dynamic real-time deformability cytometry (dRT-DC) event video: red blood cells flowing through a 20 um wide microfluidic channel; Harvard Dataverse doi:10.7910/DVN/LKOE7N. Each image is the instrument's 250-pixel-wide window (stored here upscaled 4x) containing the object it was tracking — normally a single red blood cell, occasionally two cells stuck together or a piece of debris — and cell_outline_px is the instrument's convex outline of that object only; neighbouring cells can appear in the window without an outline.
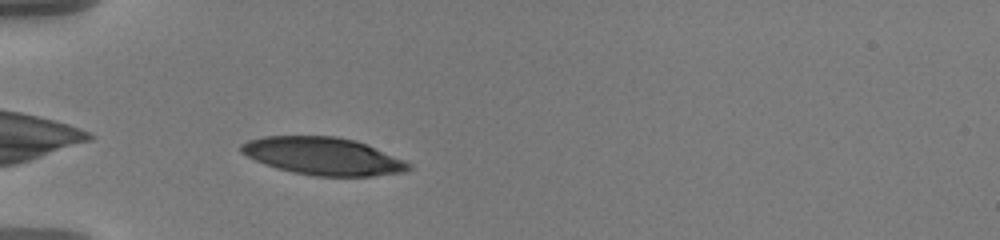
{"species": "human", "species_latin": "Homo sapiens", "temperature_condition": "warm", "stored_images_in_passage": 37, "camera_frame_rate_fps": 3000, "um_per_image_px": 0.085, "donor": {"sex": "male"}, "frame": {"image": 1, "passage_image": 3, "time_ms": 0.667, "image_size_px": [1000, 240], "cell_outline_px": [[412, 168], [404, 172], [372, 176], [316, 176], [276, 168], [264, 164], [240, 152], [240, 144], [248, 140], [264, 136], [336, 136], [356, 140], [404, 160], [412, 164]], "centroid_in_image_um": [27.46, 13.27], "position_along_channel_um": 57.5, "area_um2": 36.53}}
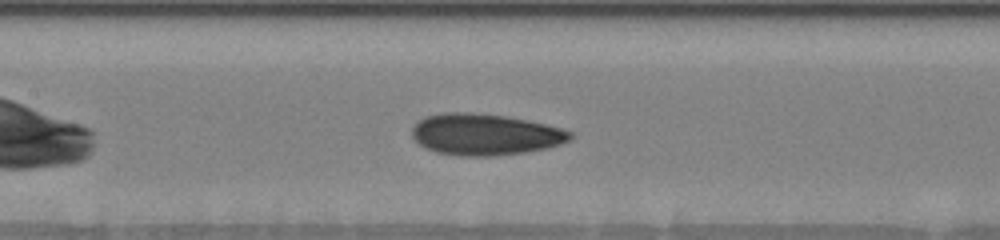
{"frame": {"image": 2, "passage_image": 13, "time_ms": 4.0, "image_size_px": [1000, 240], "cell_outline_px": [[572, 136], [568, 140], [560, 144], [544, 148], [524, 152], [496, 156], [468, 156], [436, 152], [424, 148], [412, 136], [412, 128], [424, 116], [444, 112], [468, 112], [504, 116], [528, 120], [560, 128], [572, 132]], "centroid_in_image_um": [41.19, 11.42], "position_along_channel_um": 166.2, "area_um2": 37.86}}
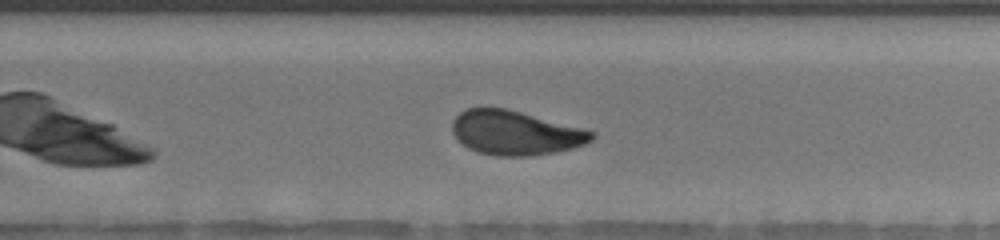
{"frame": {"image": 3, "passage_image": 23, "time_ms": 7.333, "image_size_px": [1000, 240], "cell_outline_px": [[596, 136], [592, 140], [584, 144], [572, 148], [556, 152], [528, 156], [496, 156], [480, 152], [468, 148], [456, 140], [452, 132], [452, 120], [460, 112], [468, 108], [508, 108], [596, 132]], "centroid_in_image_um": [43.79, 11.29], "position_along_channel_um": 286.0, "area_um2": 36.07}, "authors_computed_cell_mechanics": {"area_um2": 36.7608, "velocity_mm_per_s": 3.6108, "shape_relaxation_time_tau1_ms": 4.9819, "shape_relaxation_time_tau2_ms": 1.7641, "deformation_change_tau1": 0.1614, "deformation_change_tau2": 0.0832}}